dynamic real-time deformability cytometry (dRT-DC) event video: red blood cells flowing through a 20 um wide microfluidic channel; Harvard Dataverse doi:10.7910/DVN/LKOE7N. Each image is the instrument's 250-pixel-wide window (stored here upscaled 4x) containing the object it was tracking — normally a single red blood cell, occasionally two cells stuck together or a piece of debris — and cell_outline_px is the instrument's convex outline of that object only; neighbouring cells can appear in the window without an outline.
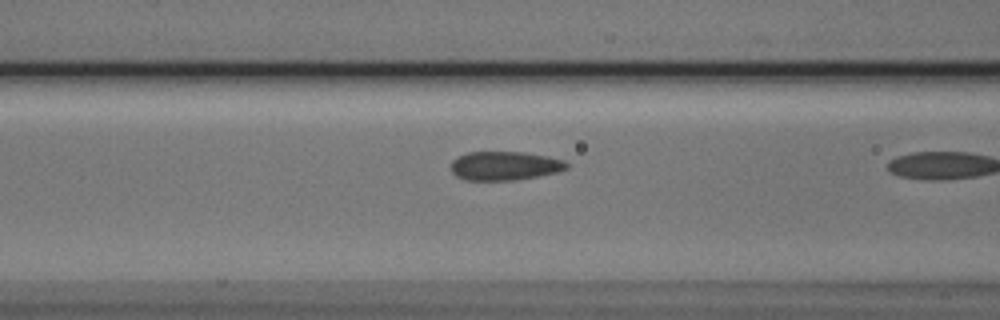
{"species": "Egyptian fruit bat (a non-hibernating species)", "species_latin": "Rousettus aegyptiacus", "temperature_condition": "cold", "stored_images_in_passage": 17, "camera_frame_rate_fps": 3000, "um_per_image_px": 0.085, "animal": {"sex": "male"}, "frame": {"image": 1, "passage_image": 16, "time_ms": 5.0, "image_size_px": [1000, 320], "cell_outline_px": [[568, 168], [556, 172], [536, 176], [512, 180], [464, 180], [456, 176], [452, 172], [452, 160], [468, 152], [524, 152], [548, 156], [564, 160], [568, 164]], "centroid_in_image_um": [42.9, 14.09], "position_along_channel_um": 123.7, "area_um2": 19.31}}